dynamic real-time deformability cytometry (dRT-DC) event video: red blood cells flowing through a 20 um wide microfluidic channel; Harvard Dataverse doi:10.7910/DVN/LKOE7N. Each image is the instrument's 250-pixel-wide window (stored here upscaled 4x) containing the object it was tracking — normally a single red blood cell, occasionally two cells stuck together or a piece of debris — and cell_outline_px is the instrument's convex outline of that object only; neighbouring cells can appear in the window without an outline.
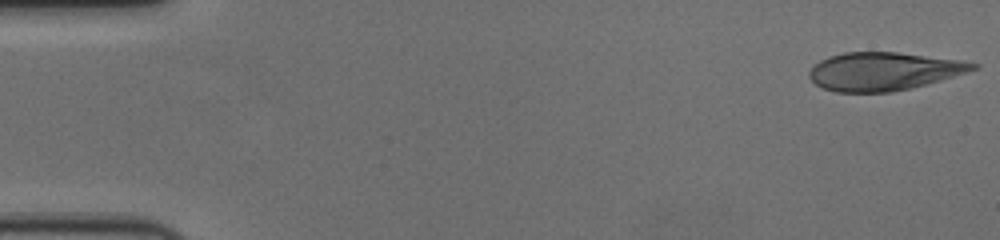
{"species": "human", "species_latin": "Homo sapiens", "temperature_condition": "cold", "stored_images_in_passage": 56, "camera_frame_rate_fps": 3000, "um_per_image_px": 0.085, "donor": {"sex": "female"}, "frame": {"image": 1, "passage_image": 1, "time_ms": 0.0, "image_size_px": [1000, 240], "cell_outline_px": [[980, 64], [976, 68], [940, 80], [912, 88], [892, 92], [836, 92], [820, 88], [808, 76], [808, 72], [820, 60], [828, 56], [844, 52], [896, 52], [960, 60]], "centroid_in_image_um": [75.05, 6.06], "position_along_channel_um": 10.0, "area_um2": 36.18}}
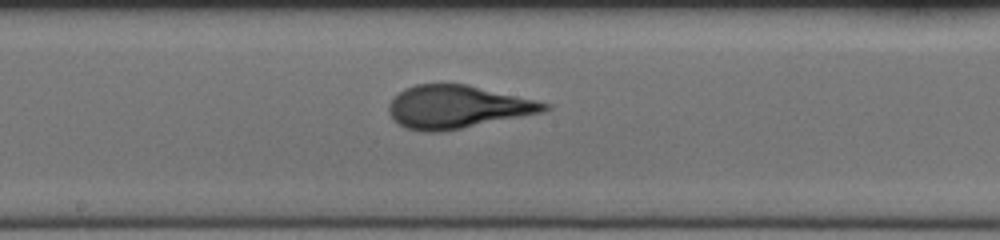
{"frame": {"image": 2, "passage_image": 30, "time_ms": 9.667, "image_size_px": [1000, 240], "cell_outline_px": [[552, 108], [544, 112], [440, 132], [424, 132], [404, 128], [392, 120], [388, 112], [388, 104], [404, 88], [416, 84], [468, 84], [536, 100], [552, 104]], "centroid_in_image_um": [38.86, 9.09], "position_along_channel_um": 209.3, "area_um2": 39.07}}
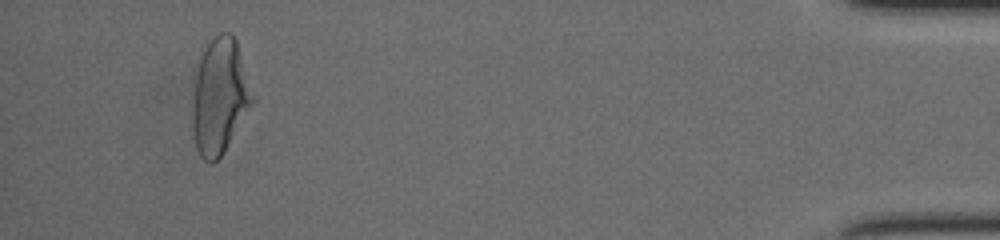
{"frame": {"image": 3, "passage_image": 53, "time_ms": 17.333, "image_size_px": [1000, 240], "cell_outline_px": [[256, 100], [224, 152], [212, 164], [204, 160], [200, 156], [196, 148], [192, 128], [192, 100], [196, 72], [204, 48], [208, 40], [212, 36], [220, 32], [232, 32], [236, 40]], "centroid_in_image_um": [18.68, 8.18], "position_along_channel_um": 416.5, "area_um2": 40.92}, "authors_computed_cell_mechanics": {"area_um2": 38.4659, "velocity_mm_per_s": 3.636, "shape_relaxation_time_tau1_ms": 4.9208, "shape_relaxation_time_tau2_ms": 0.8758, "deformation_change_tau1": 0.2043, "deformation_change_tau2": 0.0683}}